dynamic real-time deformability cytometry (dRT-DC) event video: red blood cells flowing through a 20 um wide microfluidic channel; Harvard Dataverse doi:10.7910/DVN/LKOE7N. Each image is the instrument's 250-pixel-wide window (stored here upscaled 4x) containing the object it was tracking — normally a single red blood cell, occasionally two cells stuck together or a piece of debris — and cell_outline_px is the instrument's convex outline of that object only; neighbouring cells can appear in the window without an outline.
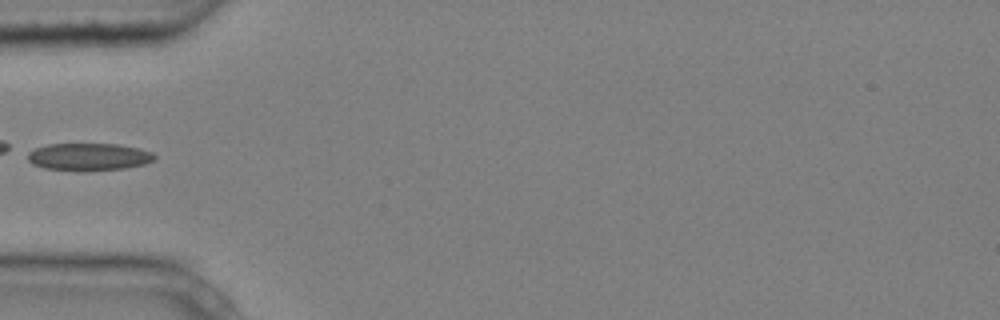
{"species": "common noctule bat (a hibernating species)", "species_latin": "Nyctalus noctula", "temperature_condition": "cold", "stored_images_in_passage": 4, "camera_frame_rate_fps": 3000, "um_per_image_px": 0.085, "animal": {"sex": "male", "body_mass_g": 20.4}, "frame": {"image": 1, "passage_image": 3, "time_ms": 0.667, "image_size_px": [1000, 320], "cell_outline_px": [[156, 160], [144, 164], [124, 168], [84, 172], [76, 172], [44, 168], [32, 164], [28, 160], [28, 152], [36, 148], [48, 144], [116, 144], [140, 148], [152, 152], [156, 156]], "centroid_in_image_um": [7.55, 13.35], "position_along_channel_um": 77.4, "area_um2": 20.63}}
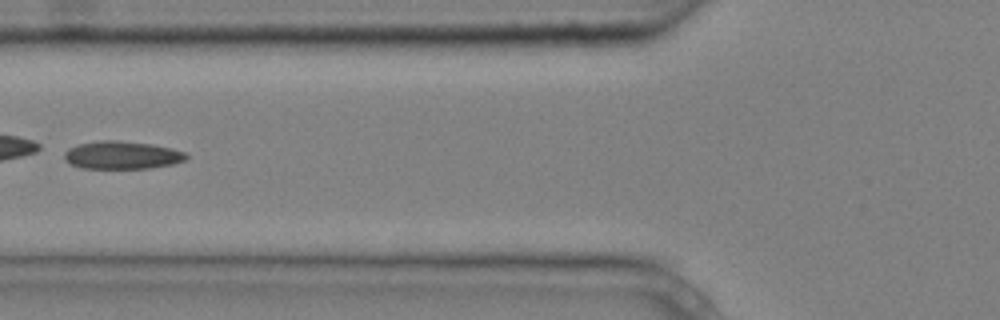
{"frame": {"image": 2, "passage_image": 4, "time_ms": 1.0, "image_size_px": [1000, 320], "cell_outline_px": [[188, 156], [184, 160], [172, 164], [152, 168], [80, 168], [68, 164], [64, 160], [64, 152], [68, 148], [80, 144], [100, 140], [116, 140], [148, 144], [172, 148], [184, 152]], "centroid_in_image_um": [10.31, 13.19], "position_along_channel_um": 115.5, "area_um2": 19.77}}